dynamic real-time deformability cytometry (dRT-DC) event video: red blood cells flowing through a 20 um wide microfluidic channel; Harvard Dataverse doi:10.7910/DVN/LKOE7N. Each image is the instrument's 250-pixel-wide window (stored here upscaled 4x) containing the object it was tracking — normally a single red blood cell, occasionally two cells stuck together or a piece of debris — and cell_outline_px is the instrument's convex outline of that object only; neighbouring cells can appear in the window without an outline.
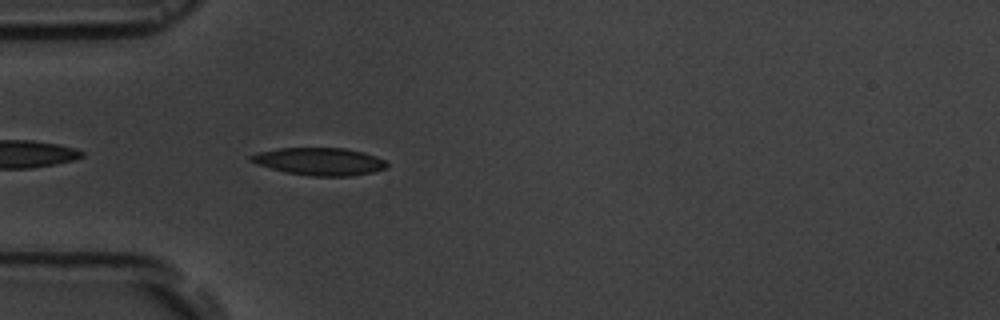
{"species": "common noctule bat (a hibernating species)", "species_latin": "Nyctalus noctula", "temperature_condition": "room temperature", "stored_images_in_passage": 5, "camera_frame_rate_fps": 3000, "um_per_image_px": 0.085, "animal": {"sex": "male", "body_mass_g": 19.5, "forearm_length_mm": 54.6}, "frame": {"image": 1, "passage_image": 5, "time_ms": 4.667, "image_size_px": [1000, 320], "cell_outline_px": [[388, 164], [384, 168], [372, 172], [352, 176], [308, 176], [284, 172], [248, 160], [248, 156], [260, 152], [280, 148], [344, 148], [364, 152], [376, 156], [384, 160]], "centroid_in_image_um": [27.17, 13.72], "position_along_channel_um": 57.8, "area_um2": 21.68}}